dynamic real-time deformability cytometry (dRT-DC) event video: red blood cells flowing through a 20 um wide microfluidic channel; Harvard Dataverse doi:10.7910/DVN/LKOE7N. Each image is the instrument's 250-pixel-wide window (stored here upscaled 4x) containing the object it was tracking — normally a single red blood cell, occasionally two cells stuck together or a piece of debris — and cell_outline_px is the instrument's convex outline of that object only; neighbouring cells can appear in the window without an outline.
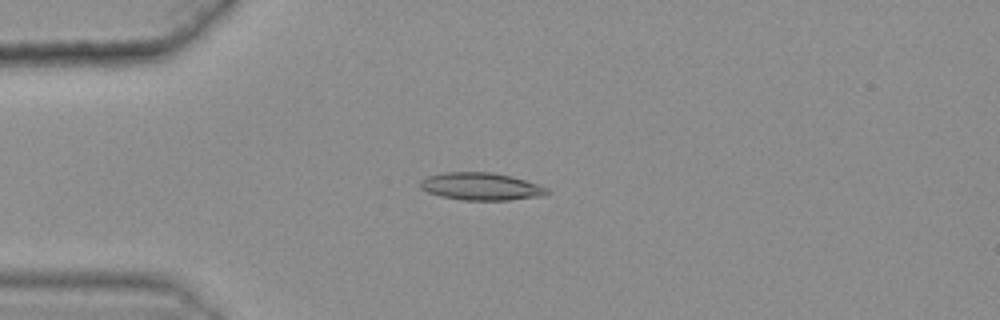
{"species": "common noctule bat (a hibernating species)", "species_latin": "Nyctalus noctula", "temperature_condition": "warm", "stored_images_in_passage": 43, "camera_frame_rate_fps": 3000, "um_per_image_px": 0.085, "animal": {"sex": "female", "body_mass_g": 25.1}, "frame": {"image": 1, "passage_image": 9, "time_ms": 2.667, "image_size_px": [1000, 320], "cell_outline_px": [[548, 196], [508, 200], [460, 200], [440, 196], [428, 192], [420, 188], [420, 180], [428, 176], [444, 172], [492, 172], [512, 176], [540, 184], [548, 188]], "centroid_in_image_um": [40.93, 15.85], "position_along_channel_um": 44.1, "area_um2": 20.63}}
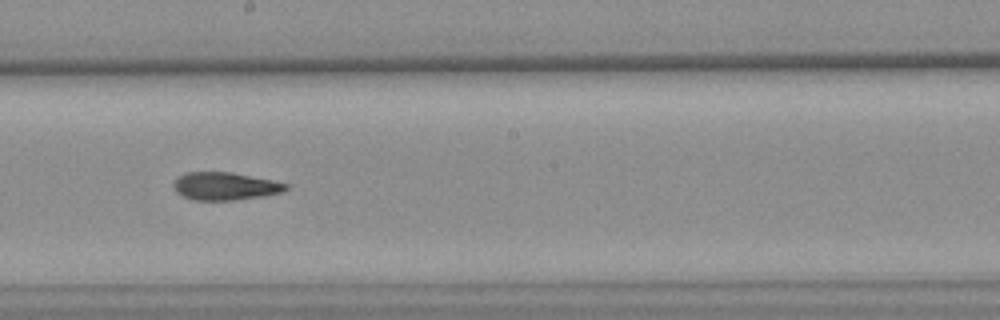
{"frame": {"image": 2, "passage_image": 26, "time_ms": 8.333, "image_size_px": [1000, 320], "cell_outline_px": [[288, 188], [280, 192], [264, 196], [232, 200], [192, 200], [176, 192], [172, 184], [180, 176], [188, 172], [232, 172], [272, 180], [288, 184]], "centroid_in_image_um": [19.12, 15.82], "position_along_channel_um": 229.1, "area_um2": 18.03}}
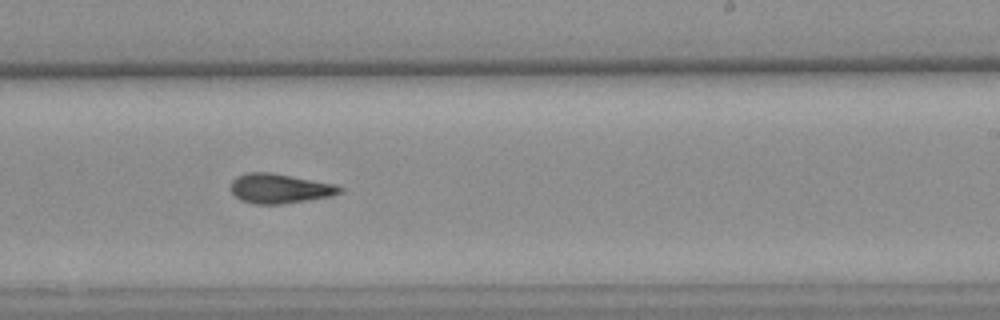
{"frame": {"image": 3, "passage_image": 29, "time_ms": 9.333, "image_size_px": [1000, 320], "cell_outline_px": [[344, 192], [332, 196], [284, 204], [256, 204], [240, 200], [232, 192], [232, 180], [236, 176], [248, 172], [272, 172], [336, 184], [344, 188]], "centroid_in_image_um": [23.82, 16.02], "position_along_channel_um": 265.2, "area_um2": 19.02}, "authors_computed_cell_mechanics": {"area_um2": 18.8428, "velocity_mm_per_s": 3.6252, "shape_relaxation_time_tau1_ms": null, "shape_relaxation_time_tau2_ms": 4.2524, "deformation_change_tau1": null, "deformation_change_tau2": 0.1347}}